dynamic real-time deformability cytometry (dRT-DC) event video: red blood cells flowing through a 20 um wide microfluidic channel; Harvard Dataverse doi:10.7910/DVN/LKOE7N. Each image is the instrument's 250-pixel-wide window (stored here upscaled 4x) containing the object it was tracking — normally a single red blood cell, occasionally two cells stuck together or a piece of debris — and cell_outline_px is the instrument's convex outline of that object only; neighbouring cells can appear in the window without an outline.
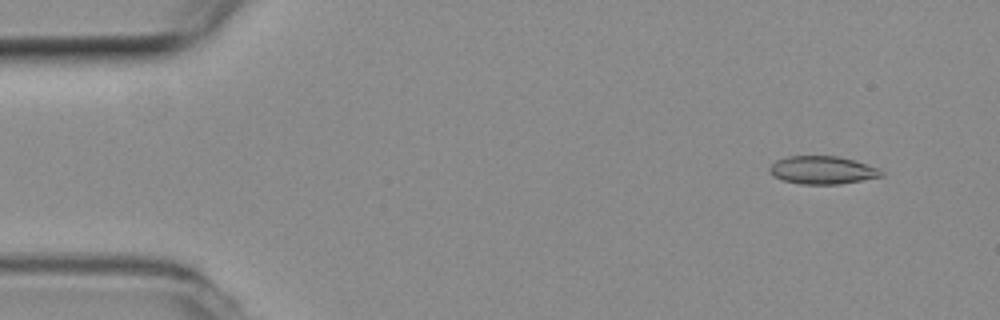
{"species": "common noctule bat (a hibernating species)", "species_latin": "Nyctalus noctula", "temperature_condition": "room temperature", "stored_images_in_passage": 5, "camera_frame_rate_fps": 3000, "um_per_image_px": 0.085, "animal": {"sex": "female", "body_mass_g": 19.3, "forearm_length_mm": 54.1}, "frame": {"image": 1, "passage_image": 1, "time_ms": 0.0, "image_size_px": [1000, 320], "cell_outline_px": [[884, 176], [840, 184], [800, 184], [784, 180], [772, 176], [768, 172], [768, 168], [776, 160], [788, 156], [840, 156], [856, 160], [880, 168], [884, 172]], "centroid_in_image_um": [69.93, 14.45], "position_along_channel_um": 15.1, "area_um2": 18.5}}
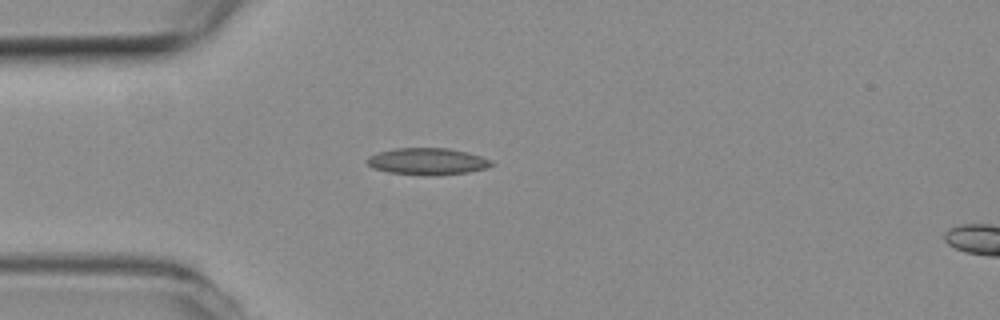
{"frame": {"image": 2, "passage_image": 4, "time_ms": 1.0, "image_size_px": [1000, 320], "cell_outline_px": [[496, 164], [488, 168], [468, 172], [388, 172], [372, 168], [364, 160], [368, 156], [380, 152], [396, 148], [448, 148], [468, 152], [492, 160]], "centroid_in_image_um": [36.35, 13.66], "position_along_channel_um": 48.7, "area_um2": 18.44}}